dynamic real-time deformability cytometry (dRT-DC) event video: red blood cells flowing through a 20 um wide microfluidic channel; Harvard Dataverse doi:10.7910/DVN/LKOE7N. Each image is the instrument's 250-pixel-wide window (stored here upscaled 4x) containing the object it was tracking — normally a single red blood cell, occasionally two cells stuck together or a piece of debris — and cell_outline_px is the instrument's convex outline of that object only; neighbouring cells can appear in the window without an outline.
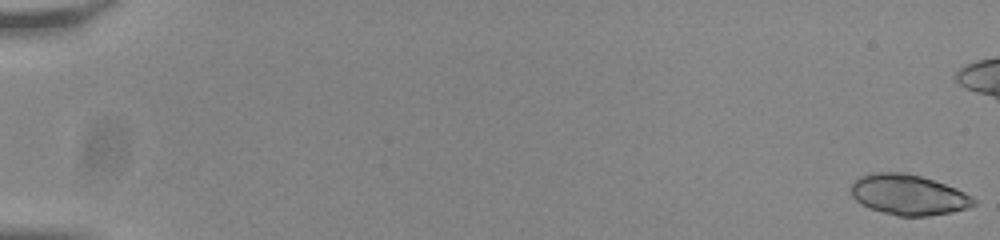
{"species": "common noctule bat (a hibernating species)", "species_latin": "Nyctalus noctula", "temperature_condition": "room temperature", "stored_images_in_passage": 49, "camera_frame_rate_fps": 3000, "um_per_image_px": 0.085, "animal": {"sex": "male", "body_mass_g": 20.0, "forearm_length_mm": 53.3}, "frame": {"image": 1, "passage_image": 1, "time_ms": 0.0, "image_size_px": [1000, 240], "cell_outline_px": [[976, 204], [968, 208], [952, 212], [928, 216], [900, 216], [884, 212], [860, 204], [852, 196], [852, 184], [860, 176], [876, 172], [900, 172], [920, 176], [956, 188], [972, 196], [976, 200]], "centroid_in_image_um": [77.24, 16.56], "position_along_channel_um": 7.8, "area_um2": 28.61}}